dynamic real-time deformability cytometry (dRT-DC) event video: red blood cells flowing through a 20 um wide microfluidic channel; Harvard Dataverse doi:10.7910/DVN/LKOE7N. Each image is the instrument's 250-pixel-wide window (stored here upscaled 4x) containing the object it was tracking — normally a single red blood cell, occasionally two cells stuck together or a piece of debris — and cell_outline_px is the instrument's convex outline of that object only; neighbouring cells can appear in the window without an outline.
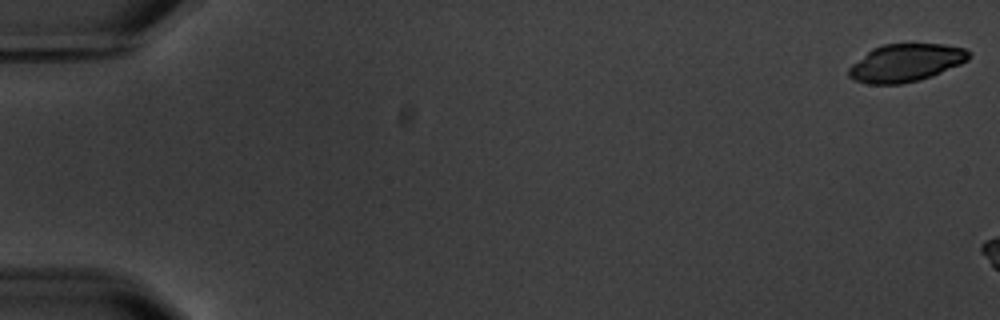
{"species": "common noctule bat (a hibernating species)", "species_latin": "Nyctalus noctula", "temperature_condition": "warm", "stored_images_in_passage": 3, "camera_frame_rate_fps": 3000, "um_per_image_px": 0.085, "animal": {"sex": "male", "body_mass_g": 20.1, "forearm_length_mm": 53.5}, "frame": {"image": 1, "passage_image": 1, "time_ms": 0.0, "image_size_px": [1000, 320], "cell_outline_px": [[972, 56], [968, 60], [960, 64], [932, 76], [920, 80], [900, 84], [868, 84], [852, 80], [848, 76], [848, 68], [852, 64], [872, 48], [884, 44], [944, 44], [964, 48], [972, 52]], "centroid_in_image_um": [76.99, 5.34], "position_along_channel_um": 8.0, "area_um2": 26.59}}